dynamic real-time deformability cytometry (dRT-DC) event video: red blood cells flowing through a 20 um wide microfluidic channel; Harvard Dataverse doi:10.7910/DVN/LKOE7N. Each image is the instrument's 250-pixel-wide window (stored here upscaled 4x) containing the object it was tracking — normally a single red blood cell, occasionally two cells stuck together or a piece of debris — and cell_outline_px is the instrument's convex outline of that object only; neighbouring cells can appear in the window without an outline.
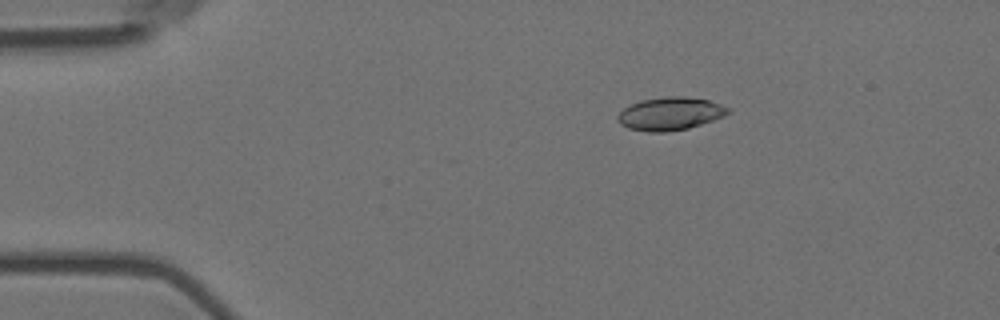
{"species": "Egyptian fruit bat (a non-hibernating species)", "species_latin": "Rousettus aegyptiacus", "temperature_condition": "room temperature", "stored_images_in_passage": 4, "camera_frame_rate_fps": 3000, "um_per_image_px": 0.085, "animal": {"sex": "female"}, "frame": {"image": 1, "passage_image": 3, "time_ms": 0.667, "image_size_px": [1000, 320], "cell_outline_px": [[732, 112], [724, 116], [688, 128], [664, 132], [648, 132], [628, 128], [620, 124], [616, 120], [616, 116], [624, 108], [640, 100], [668, 96], [684, 96], [708, 100], [732, 108]], "centroid_in_image_um": [56.97, 9.66], "position_along_channel_um": 28.0, "area_um2": 21.27}}